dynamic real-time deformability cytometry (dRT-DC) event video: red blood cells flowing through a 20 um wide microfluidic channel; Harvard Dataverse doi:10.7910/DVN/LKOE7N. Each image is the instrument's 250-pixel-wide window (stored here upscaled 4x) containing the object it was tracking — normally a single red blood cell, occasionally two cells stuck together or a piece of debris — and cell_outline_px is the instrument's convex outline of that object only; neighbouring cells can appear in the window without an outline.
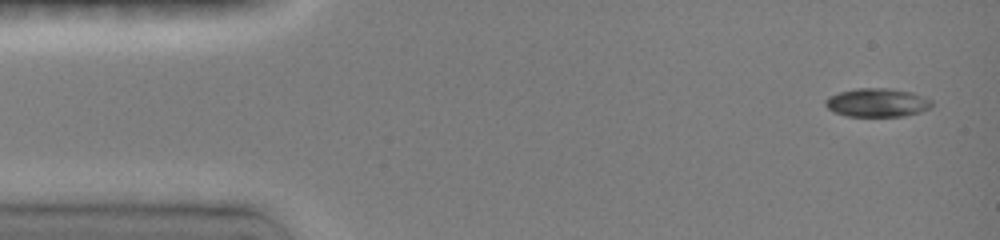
{"species": "common noctule bat (a hibernating species)", "species_latin": "Nyctalus noctula", "temperature_condition": "room temperature", "stored_images_in_passage": 12, "camera_frame_rate_fps": 3000, "um_per_image_px": 0.085, "animal": {"sex": "female", "body_mass_g": 19.0, "forearm_length_mm": 51.5}, "frame": {"image": 1, "passage_image": 1, "time_ms": 0.0, "image_size_px": [1000, 240], "cell_outline_px": [[932, 104], [928, 108], [920, 112], [904, 116], [848, 116], [836, 112], [828, 108], [824, 104], [824, 100], [828, 96], [840, 92], [856, 88], [888, 88], [912, 92], [924, 96], [932, 100]], "centroid_in_image_um": [74.56, 8.71], "position_along_channel_um": 10.4, "area_um2": 17.69}}
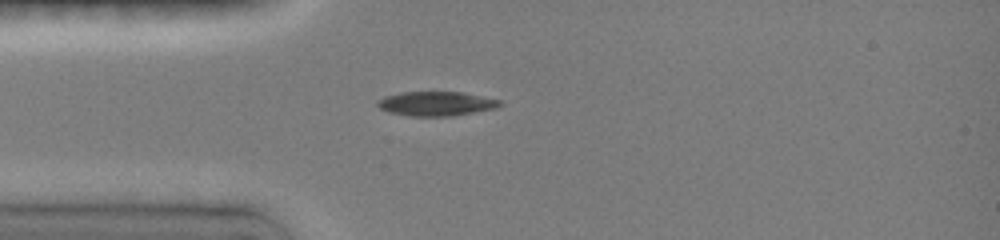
{"frame": {"image": 2, "passage_image": 6, "time_ms": 3.333, "image_size_px": [1000, 240], "cell_outline_px": [[504, 104], [496, 108], [452, 116], [408, 116], [388, 112], [380, 108], [376, 104], [376, 100], [384, 96], [400, 92], [460, 92], [500, 100]], "centroid_in_image_um": [37.03, 8.81], "position_along_channel_um": 48.0, "area_um2": 17.4}}
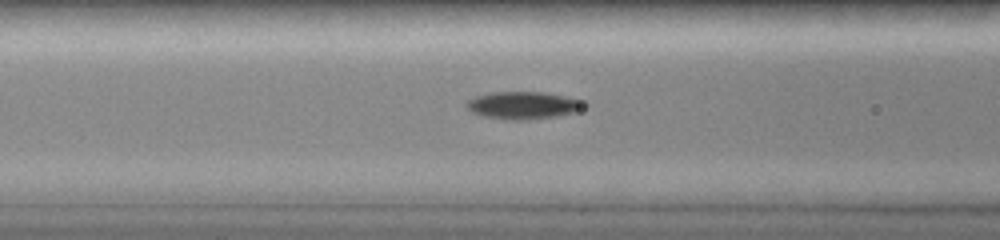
{"frame": {"image": 3, "passage_image": 11, "time_ms": 5.333, "image_size_px": [1000, 240], "cell_outline_px": [[588, 104], [580, 112], [556, 116], [528, 120], [508, 120], [484, 116], [472, 112], [464, 104], [468, 100], [476, 96], [492, 92], [540, 92], [564, 96], [584, 100]], "centroid_in_image_um": [44.53, 8.96], "position_along_channel_um": 122.1, "area_um2": 19.02}}